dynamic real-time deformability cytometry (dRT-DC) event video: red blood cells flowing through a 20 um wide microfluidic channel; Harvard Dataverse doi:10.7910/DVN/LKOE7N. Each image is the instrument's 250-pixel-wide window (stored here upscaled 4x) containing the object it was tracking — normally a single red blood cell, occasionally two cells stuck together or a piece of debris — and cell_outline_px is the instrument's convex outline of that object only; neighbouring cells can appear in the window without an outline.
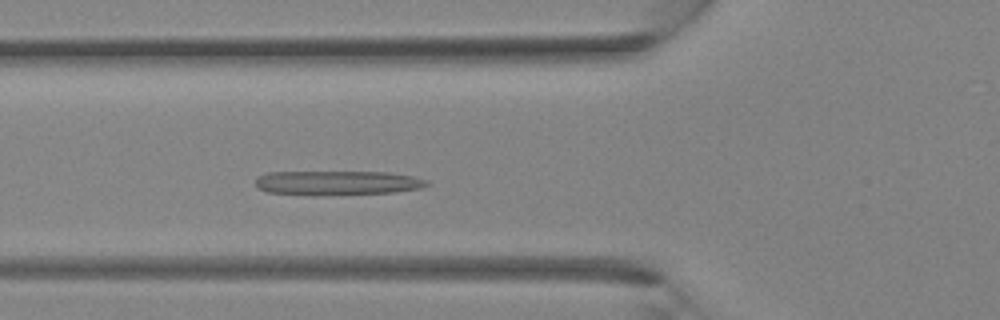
{"species": "Egyptian fruit bat (a non-hibernating species)", "species_latin": "Rousettus aegyptiacus", "temperature_condition": "room temperature", "stored_images_in_passage": 34, "camera_frame_rate_fps": 3000, "um_per_image_px": 0.085, "animal": {"sex": "female"}, "frame": {"image": 1, "passage_image": 10, "time_ms": 3.0, "image_size_px": [1000, 320], "cell_outline_px": [[428, 184], [424, 188], [392, 192], [316, 196], [312, 196], [268, 192], [256, 188], [256, 180], [260, 176], [268, 172], [388, 172], [412, 176], [428, 180]], "centroid_in_image_um": [28.66, 15.55], "position_along_channel_um": 97.1, "area_um2": 24.57}}
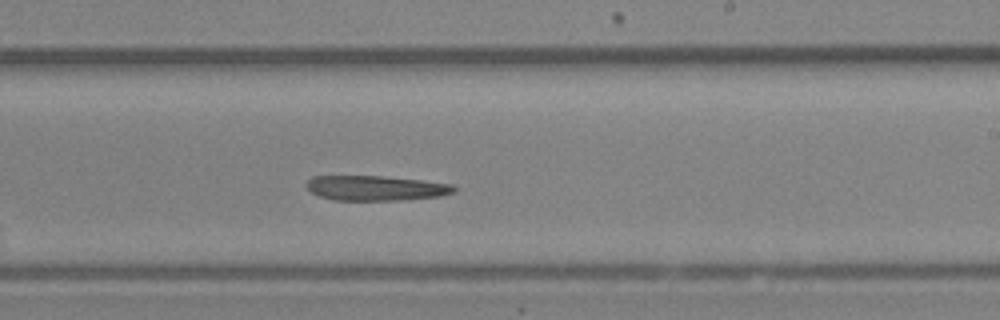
{"frame": {"image": 2, "passage_image": 19, "time_ms": 6.0, "image_size_px": [1000, 320], "cell_outline_px": [[456, 192], [440, 196], [400, 200], [332, 200], [320, 196], [312, 192], [304, 184], [312, 176], [380, 176], [424, 180], [452, 184], [456, 188]], "centroid_in_image_um": [31.95, 15.98], "position_along_channel_um": 257.0, "area_um2": 21.5}}
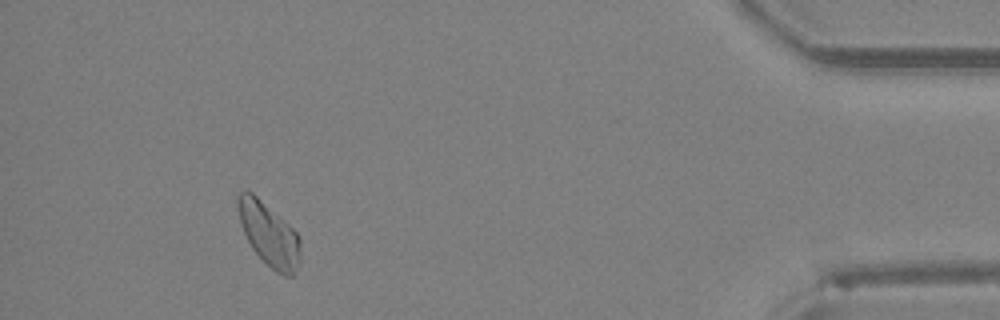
{"frame": {"image": 3, "passage_image": 31, "time_ms": 10.0, "image_size_px": [1000, 320], "cell_outline_px": [[300, 264], [292, 276], [284, 276], [276, 272], [252, 248], [240, 224], [236, 200], [240, 192], [252, 192], [280, 216], [300, 236]], "centroid_in_image_um": [22.88, 19.92], "position_along_channel_um": 412.3, "area_um2": 22.83}}